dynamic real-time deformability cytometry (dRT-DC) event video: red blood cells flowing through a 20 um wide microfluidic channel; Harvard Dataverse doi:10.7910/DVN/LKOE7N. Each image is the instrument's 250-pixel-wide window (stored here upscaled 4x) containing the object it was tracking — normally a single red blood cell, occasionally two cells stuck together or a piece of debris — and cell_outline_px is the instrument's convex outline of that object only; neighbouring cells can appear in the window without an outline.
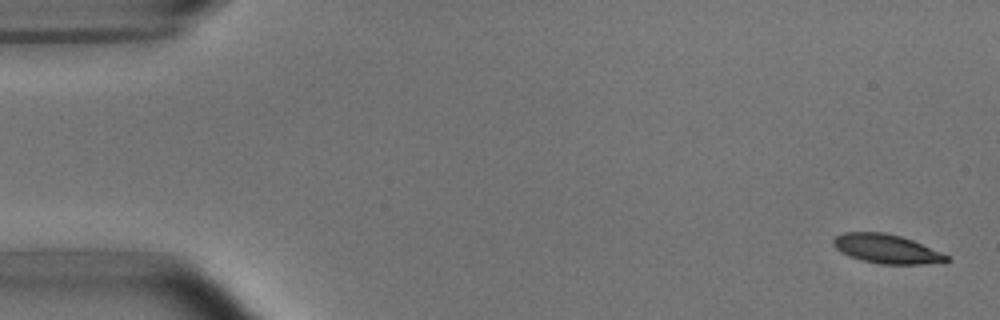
{"species": "common noctule bat (a hibernating species)", "species_latin": "Nyctalus noctula", "temperature_condition": "room temperature", "stored_images_in_passage": 5, "camera_frame_rate_fps": 3000, "um_per_image_px": 0.085, "animal": {"sex": "male", "body_mass_g": 15.6}, "frame": {"image": 1, "passage_image": 1, "time_ms": 0.0, "image_size_px": [1000, 320], "cell_outline_px": [[952, 260], [944, 264], [880, 264], [860, 260], [848, 256], [840, 252], [832, 244], [832, 240], [836, 236], [844, 232], [884, 232], [900, 236], [912, 240], [940, 252], [948, 256]], "centroid_in_image_um": [75.37, 21.17], "position_along_channel_um": 9.6, "area_um2": 19.42}}
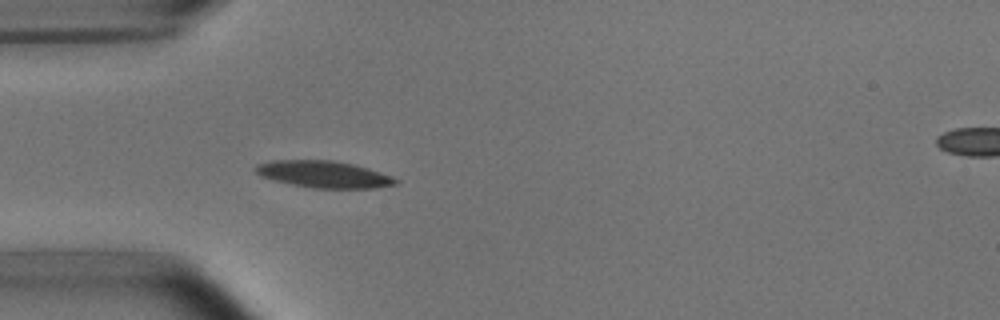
{"frame": {"image": 2, "passage_image": 5, "time_ms": 4.667, "image_size_px": [1000, 320], "cell_outline_px": [[400, 180], [396, 184], [376, 188], [312, 188], [292, 184], [260, 176], [252, 168], [256, 164], [272, 160], [332, 160], [352, 164], [392, 176]], "centroid_in_image_um": [27.49, 14.81], "position_along_channel_um": 57.5, "area_um2": 21.79}}